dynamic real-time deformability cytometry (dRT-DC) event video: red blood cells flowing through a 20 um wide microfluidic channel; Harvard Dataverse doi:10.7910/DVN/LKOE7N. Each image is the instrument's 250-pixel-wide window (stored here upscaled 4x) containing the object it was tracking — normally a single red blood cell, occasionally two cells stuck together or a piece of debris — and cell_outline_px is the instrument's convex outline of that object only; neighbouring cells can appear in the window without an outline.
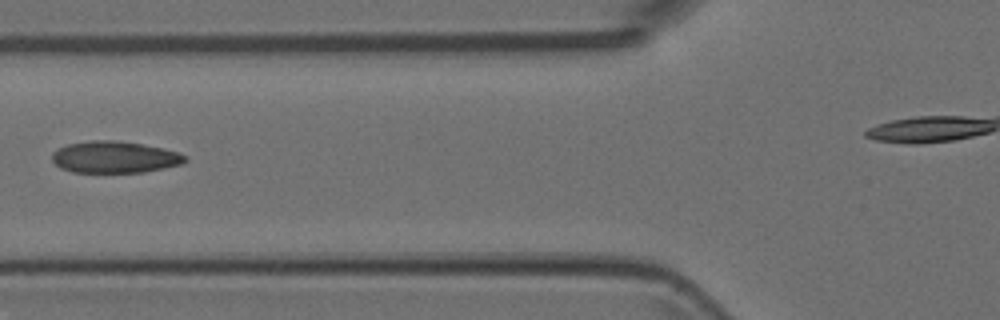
{"species": "Egyptian fruit bat (a non-hibernating species)", "species_latin": "Rousettus aegyptiacus", "temperature_condition": "room temperature", "stored_images_in_passage": 5, "camera_frame_rate_fps": 3000, "um_per_image_px": 0.085, "animal": {"sex": "female"}, "frame": {"image": 1, "passage_image": 5, "time_ms": 1.333, "image_size_px": [1000, 320], "cell_outline_px": [[188, 160], [184, 164], [144, 172], [72, 172], [60, 168], [52, 160], [52, 152], [68, 144], [92, 140], [112, 140], [140, 144], [164, 148], [180, 152], [188, 156]], "centroid_in_image_um": [9.79, 13.36], "position_along_channel_um": 116.0, "area_um2": 24.68}}